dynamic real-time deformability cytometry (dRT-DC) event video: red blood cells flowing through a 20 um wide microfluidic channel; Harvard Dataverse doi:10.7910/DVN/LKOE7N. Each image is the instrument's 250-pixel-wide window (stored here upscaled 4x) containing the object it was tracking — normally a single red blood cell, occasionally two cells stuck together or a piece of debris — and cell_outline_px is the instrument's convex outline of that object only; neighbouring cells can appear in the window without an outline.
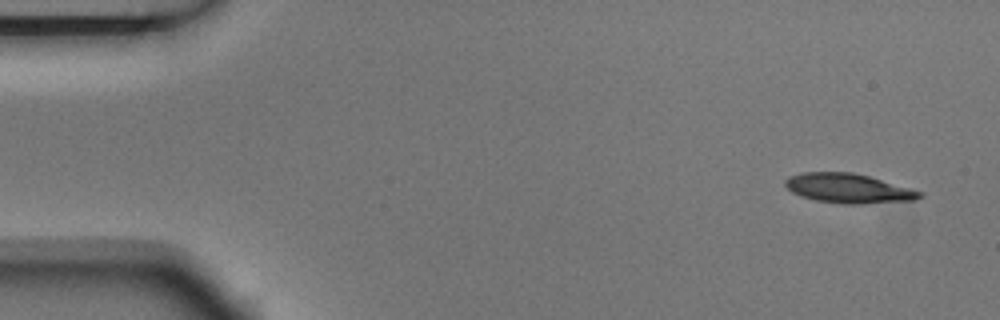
{"species": "Egyptian fruit bat (a non-hibernating species)", "species_latin": "Rousettus aegyptiacus", "temperature_condition": "room temperature", "stored_images_in_passage": 5, "camera_frame_rate_fps": 3000, "um_per_image_px": 0.085, "animal": {"sex": "male"}, "frame": {"image": 1, "passage_image": 1, "time_ms": 0.0, "image_size_px": [1000, 320], "cell_outline_px": [[924, 196], [916, 200], [860, 204], [848, 204], [816, 200], [800, 196], [792, 192], [784, 184], [784, 180], [788, 176], [800, 172], [852, 172], [868, 176], [924, 192]], "centroid_in_image_um": [72.11, 16.0], "position_along_channel_um": 12.9, "area_um2": 23.12}}
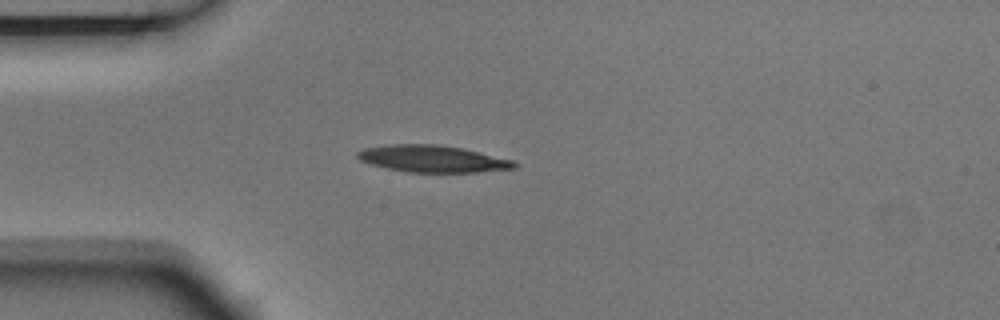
{"frame": {"image": 2, "passage_image": 4, "time_ms": 1.0, "image_size_px": [1000, 320], "cell_outline_px": [[520, 164], [516, 168], [476, 172], [408, 172], [388, 168], [372, 164], [360, 160], [356, 156], [356, 152], [364, 148], [388, 144], [436, 144], [464, 148], [512, 160]], "centroid_in_image_um": [36.78, 13.49], "position_along_channel_um": 48.2, "area_um2": 24.57}}